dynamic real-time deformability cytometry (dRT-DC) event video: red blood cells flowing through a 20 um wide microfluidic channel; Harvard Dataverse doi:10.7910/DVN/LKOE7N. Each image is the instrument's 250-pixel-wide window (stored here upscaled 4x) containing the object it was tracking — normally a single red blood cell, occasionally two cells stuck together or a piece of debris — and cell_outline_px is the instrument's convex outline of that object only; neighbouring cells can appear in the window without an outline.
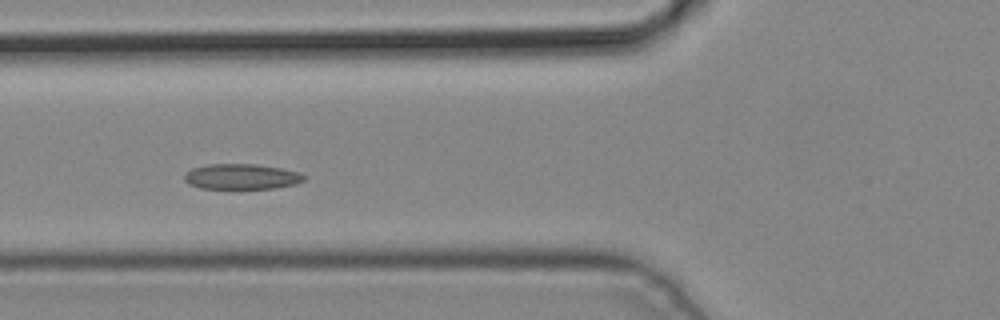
{"species": "common noctule bat (a hibernating species)", "species_latin": "Nyctalus noctula", "temperature_condition": "cold", "stored_images_in_passage": 4, "camera_frame_rate_fps": 3000, "um_per_image_px": 0.085, "animal": {"sex": "male", "body_mass_g": 19.2, "forearm_length_mm": 51.8}, "frame": {"image": 1, "passage_image": 4, "time_ms": 1.0, "image_size_px": [1000, 320], "cell_outline_px": [[308, 176], [304, 180], [296, 184], [276, 188], [200, 188], [188, 184], [184, 180], [184, 176], [192, 168], [208, 164], [256, 164], [280, 168], [300, 172]], "centroid_in_image_um": [20.56, 15.01], "position_along_channel_um": 105.2, "area_um2": 17.74}}